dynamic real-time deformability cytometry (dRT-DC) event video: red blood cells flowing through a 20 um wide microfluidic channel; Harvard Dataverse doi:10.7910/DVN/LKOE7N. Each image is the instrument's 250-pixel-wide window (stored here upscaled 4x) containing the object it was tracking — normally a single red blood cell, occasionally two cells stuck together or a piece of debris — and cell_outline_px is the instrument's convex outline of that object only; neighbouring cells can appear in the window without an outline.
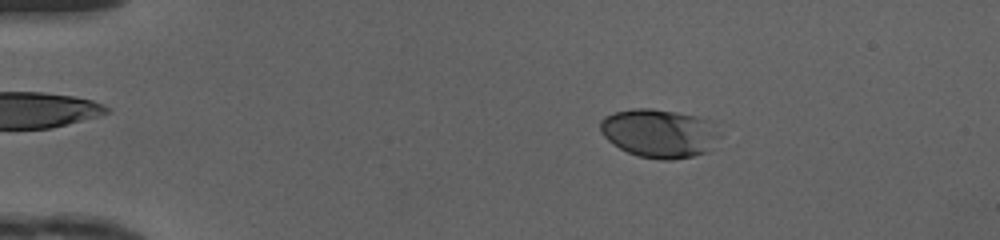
{"species": "human", "species_latin": "Homo sapiens", "temperature_condition": "cold", "stored_images_in_passage": 49, "camera_frame_rate_fps": 3000, "um_per_image_px": 0.085, "donor": {"sex": "female"}, "frame": {"image": 1, "passage_image": 9, "time_ms": 2.667, "image_size_px": [1000, 240], "cell_outline_px": [[720, 136], [708, 152], [692, 156], [672, 160], [660, 160], [640, 156], [628, 152], [620, 148], [608, 140], [600, 132], [600, 120], [604, 116], [616, 112], [632, 108], [652, 108], [676, 112], [696, 116], [712, 120], [720, 132]], "centroid_in_image_um": [56.06, 11.32], "position_along_channel_um": 28.9, "area_um2": 34.1}}
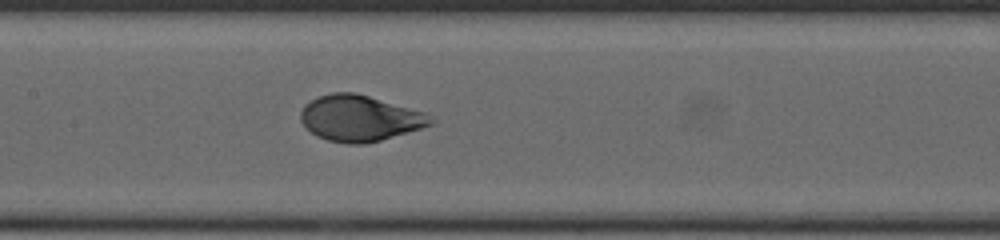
{"frame": {"image": 2, "passage_image": 25, "time_ms": 8.0, "image_size_px": [1000, 240], "cell_outline_px": [[432, 124], [420, 128], [380, 140], [364, 144], [348, 144], [328, 140], [316, 136], [300, 120], [300, 112], [304, 104], [316, 96], [332, 92], [356, 92], [424, 112], [432, 120]], "centroid_in_image_um": [30.51, 10.03], "position_along_channel_um": 176.9, "area_um2": 34.56}}
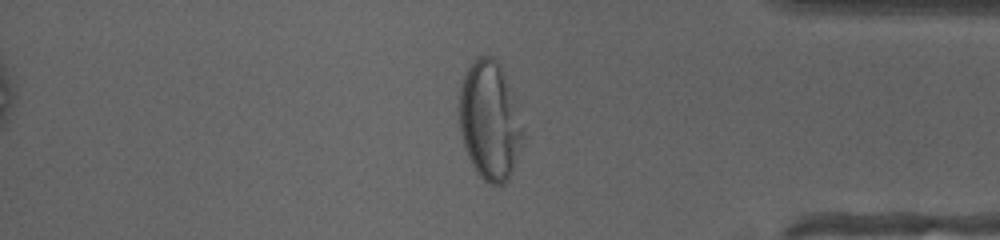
{"frame": {"image": 3, "passage_image": 42, "time_ms": 13.667, "image_size_px": [1000, 240], "cell_outline_px": [[524, 136], [512, 172], [508, 180], [504, 184], [492, 184], [484, 180], [476, 172], [468, 156], [460, 132], [460, 80], [468, 64], [476, 56], [492, 56], [500, 64], [524, 128]], "centroid_in_image_um": [41.61, 10.23], "position_along_channel_um": 393.6, "area_um2": 43.93}, "authors_computed_cell_mechanics": {"area_um2": 34.6222, "velocity_mm_per_s": 4.1541, "shape_relaxation_time_tau1_ms": 2.8383, "shape_relaxation_time_tau2_ms": null, "deformation_change_tau1": 0.1576, "deformation_change_tau2": null}}